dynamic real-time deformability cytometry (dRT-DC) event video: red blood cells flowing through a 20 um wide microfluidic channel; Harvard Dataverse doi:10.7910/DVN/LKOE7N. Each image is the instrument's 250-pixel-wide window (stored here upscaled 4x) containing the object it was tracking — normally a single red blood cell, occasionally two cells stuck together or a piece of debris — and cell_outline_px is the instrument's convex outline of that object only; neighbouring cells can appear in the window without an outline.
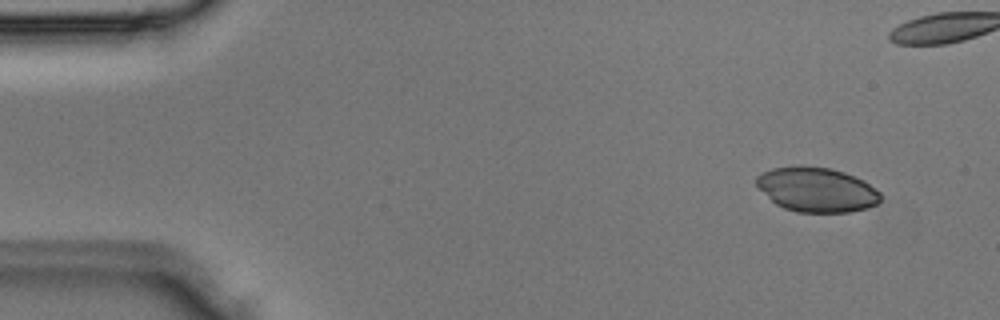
{"species": "Egyptian fruit bat (a non-hibernating species)", "species_latin": "Rousettus aegyptiacus", "temperature_condition": "room temperature", "stored_images_in_passage": 4, "camera_frame_rate_fps": 3000, "um_per_image_px": 0.085, "animal": {"sex": "male"}, "frame": {"image": 1, "passage_image": 1, "time_ms": 0.0, "image_size_px": [1000, 320], "cell_outline_px": [[880, 200], [876, 204], [864, 208], [848, 212], [796, 212], [784, 208], [776, 204], [756, 184], [756, 176], [772, 168], [800, 164], [832, 168], [844, 172], [864, 180], [880, 192]], "centroid_in_image_um": [69.41, 16.09], "position_along_channel_um": 15.6, "area_um2": 32.25}}